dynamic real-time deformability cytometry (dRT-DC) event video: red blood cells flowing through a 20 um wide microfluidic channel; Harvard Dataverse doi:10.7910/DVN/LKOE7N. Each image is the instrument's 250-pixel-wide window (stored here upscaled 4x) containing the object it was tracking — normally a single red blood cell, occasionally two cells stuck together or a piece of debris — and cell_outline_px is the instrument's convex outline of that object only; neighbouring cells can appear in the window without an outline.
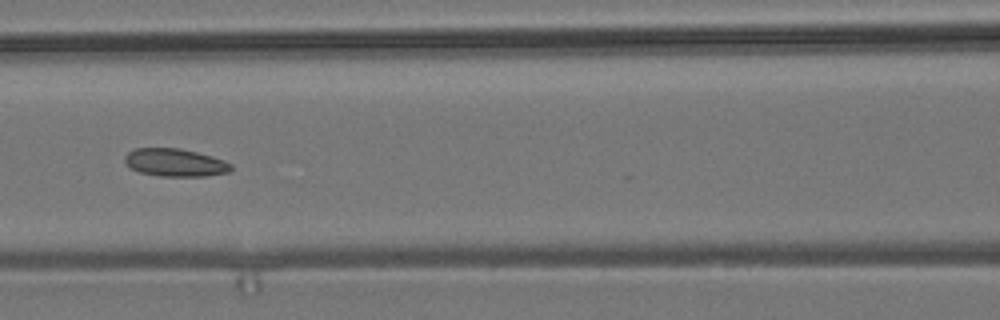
{"species": "common noctule bat (a hibernating species)", "species_latin": "Nyctalus noctula", "temperature_condition": "room temperature", "stored_images_in_passage": 9, "camera_frame_rate_fps": 3000, "um_per_image_px": 0.085, "animal": {"sex": "male", "body_mass_g": 19.2, "forearm_length_mm": 51.8}, "frame": {"image": 1, "passage_image": 8, "time_ms": 8.0, "image_size_px": [1000, 320], "cell_outline_px": [[232, 168], [228, 172], [204, 176], [160, 176], [140, 172], [132, 168], [124, 160], [124, 156], [128, 152], [136, 148], [180, 148], [212, 156], [224, 160], [232, 164]], "centroid_in_image_um": [14.89, 13.81], "position_along_channel_um": 151.7, "area_um2": 17.11}}
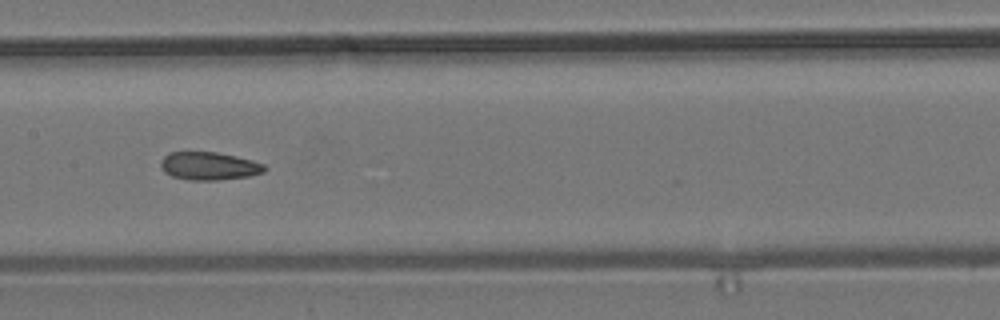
{"frame": {"image": 2, "passage_image": 9, "time_ms": 9.0, "image_size_px": [1000, 320], "cell_outline_px": [[268, 168], [264, 172], [248, 176], [216, 180], [192, 180], [172, 176], [164, 172], [160, 164], [160, 160], [168, 152], [216, 152], [236, 156], [252, 160], [264, 164]], "centroid_in_image_um": [17.76, 14.1], "position_along_channel_um": 189.6, "area_um2": 16.94}}